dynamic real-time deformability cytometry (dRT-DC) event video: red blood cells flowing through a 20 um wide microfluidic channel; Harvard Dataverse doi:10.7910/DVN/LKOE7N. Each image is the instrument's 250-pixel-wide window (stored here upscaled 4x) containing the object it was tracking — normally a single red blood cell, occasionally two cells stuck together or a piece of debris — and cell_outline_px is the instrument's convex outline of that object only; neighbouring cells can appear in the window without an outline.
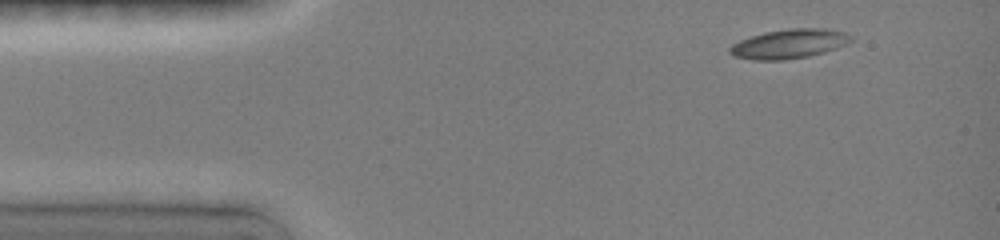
{"species": "common noctule bat (a hibernating species)", "species_latin": "Nyctalus noctula", "temperature_condition": "room temperature", "stored_images_in_passage": 5, "camera_frame_rate_fps": 3000, "um_per_image_px": 0.085, "animal": {"sex": "female", "body_mass_g": 19.0, "forearm_length_mm": 51.5}, "frame": {"image": 1, "passage_image": 2, "time_ms": 0.333, "image_size_px": [1000, 240], "cell_outline_px": [[856, 36], [852, 40], [836, 48], [824, 52], [808, 56], [784, 60], [752, 60], [732, 56], [728, 52], [728, 48], [732, 44], [740, 40], [764, 32], [792, 28], [816, 28], [844, 32]], "centroid_in_image_um": [67.04, 3.73], "position_along_channel_um": 18.0, "area_um2": 20.69}}